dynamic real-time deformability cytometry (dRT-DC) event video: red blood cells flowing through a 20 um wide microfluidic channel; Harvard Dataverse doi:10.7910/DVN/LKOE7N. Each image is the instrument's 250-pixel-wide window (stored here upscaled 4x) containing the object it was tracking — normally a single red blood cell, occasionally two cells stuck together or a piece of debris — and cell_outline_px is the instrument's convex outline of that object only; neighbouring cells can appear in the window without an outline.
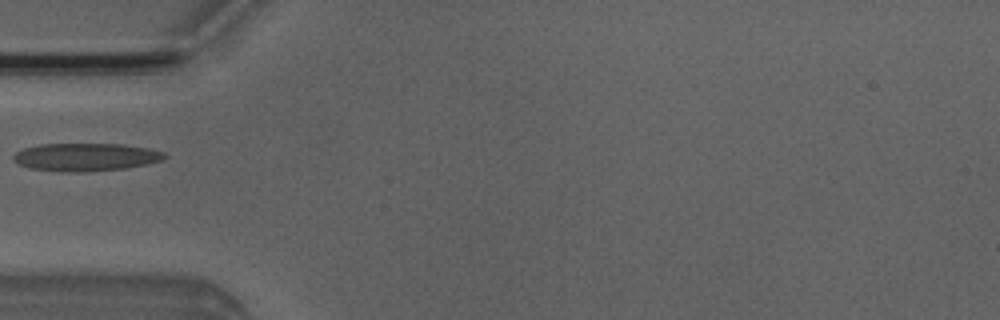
{"species": "Egyptian fruit bat (a non-hibernating species)", "species_latin": "Rousettus aegyptiacus", "temperature_condition": "room temperature", "stored_images_in_passage": 5, "camera_frame_rate_fps": 3000, "um_per_image_px": 0.085, "animal": {"sex": "male"}, "frame": {"image": 1, "passage_image": 4, "time_ms": 4.667, "image_size_px": [1000, 320], "cell_outline_px": [[168, 156], [164, 160], [148, 164], [128, 168], [84, 172], [60, 172], [28, 168], [12, 160], [12, 156], [16, 152], [24, 148], [40, 144], [124, 144], [148, 148], [164, 152]], "centroid_in_image_um": [7.31, 13.36], "position_along_channel_um": 77.7, "area_um2": 24.91}}